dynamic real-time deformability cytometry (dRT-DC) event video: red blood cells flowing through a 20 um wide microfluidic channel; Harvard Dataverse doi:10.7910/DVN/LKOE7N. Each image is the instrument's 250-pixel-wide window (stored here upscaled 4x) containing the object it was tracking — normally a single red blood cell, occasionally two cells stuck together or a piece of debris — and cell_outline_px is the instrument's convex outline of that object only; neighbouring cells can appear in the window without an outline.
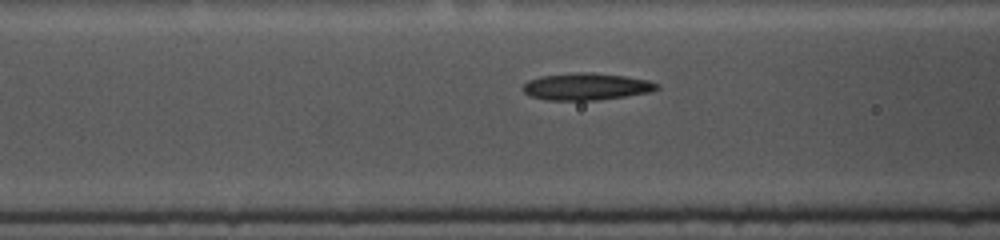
{"species": "common noctule bat (a hibernating species)", "species_latin": "Nyctalus noctula", "temperature_condition": "cold", "stored_images_in_passage": 17, "camera_frame_rate_fps": 3000, "um_per_image_px": 0.085, "animal": {"sex": "female", "body_mass_g": 10.0, "forearm_length_mm": 53.1}, "frame": {"image": 1, "passage_image": 8, "time_ms": 2.333, "image_size_px": [1000, 240], "cell_outline_px": [[660, 88], [652, 92], [596, 100], [548, 100], [532, 96], [524, 92], [520, 88], [528, 80], [540, 76], [580, 72], [588, 72], [624, 76], [648, 80], [660, 84]], "centroid_in_image_um": [49.85, 7.36], "position_along_channel_um": 116.8, "area_um2": 21.04}}
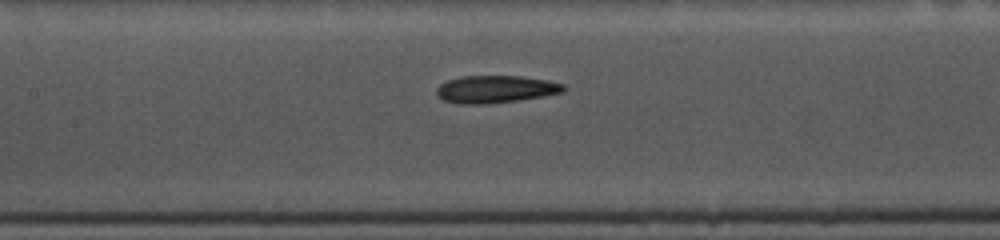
{"frame": {"image": 2, "passage_image": 12, "time_ms": 3.667, "image_size_px": [1000, 240], "cell_outline_px": [[568, 88], [564, 92], [516, 100], [484, 104], [460, 104], [444, 100], [436, 92], [436, 88], [440, 84], [448, 80], [460, 76], [520, 76], [544, 80], [564, 84]], "centroid_in_image_um": [42.11, 7.57], "position_along_channel_um": 165.3, "area_um2": 20.06}}
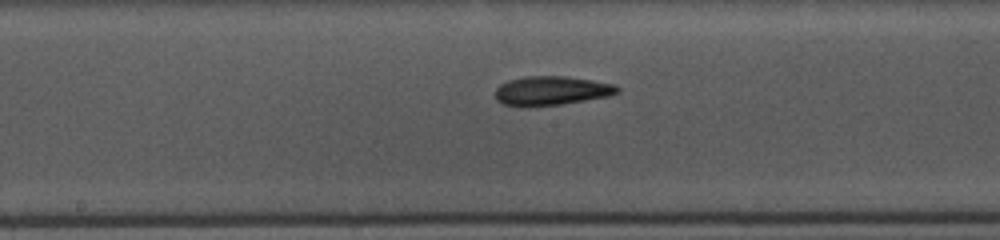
{"frame": {"image": 3, "passage_image": 15, "time_ms": 4.667, "image_size_px": [1000, 240], "cell_outline_px": [[620, 92], [608, 96], [536, 108], [520, 108], [500, 104], [496, 100], [496, 88], [500, 84], [508, 80], [528, 76], [564, 76], [592, 80], [616, 84], [620, 88]], "centroid_in_image_um": [46.82, 7.74], "position_along_channel_um": 201.4, "area_um2": 21.21}}